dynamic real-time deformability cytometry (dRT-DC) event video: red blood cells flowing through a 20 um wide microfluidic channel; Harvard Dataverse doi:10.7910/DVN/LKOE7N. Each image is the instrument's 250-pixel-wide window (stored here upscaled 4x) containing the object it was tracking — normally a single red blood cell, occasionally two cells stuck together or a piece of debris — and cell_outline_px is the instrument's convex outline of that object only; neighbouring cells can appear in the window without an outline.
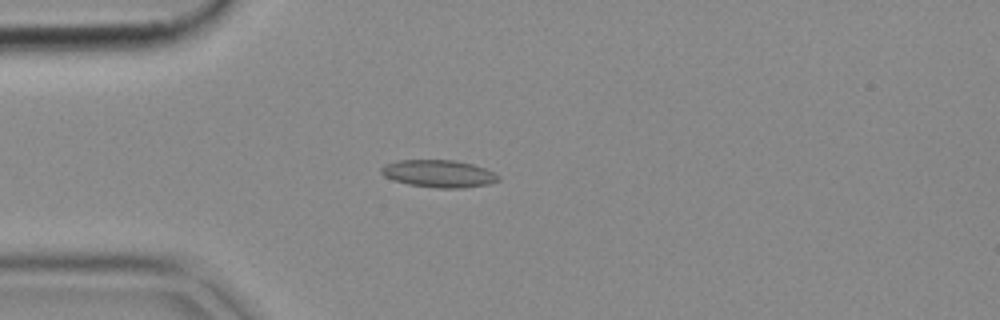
{"species": "common noctule bat (a hibernating species)", "species_latin": "Nyctalus noctula", "temperature_condition": "cold", "stored_images_in_passage": 40, "camera_frame_rate_fps": 3000, "um_per_image_px": 0.085, "animal": {"sex": "female", "body_mass_g": 18.4}, "frame": {"image": 1, "passage_image": 2, "time_ms": 0.333, "image_size_px": [1000, 320], "cell_outline_px": [[500, 180], [488, 184], [464, 188], [436, 188], [408, 184], [392, 180], [384, 176], [380, 172], [380, 168], [384, 164], [396, 160], [456, 160], [472, 164], [496, 172], [500, 176]], "centroid_in_image_um": [37.29, 14.76], "position_along_channel_um": 47.7, "area_um2": 18.96}}
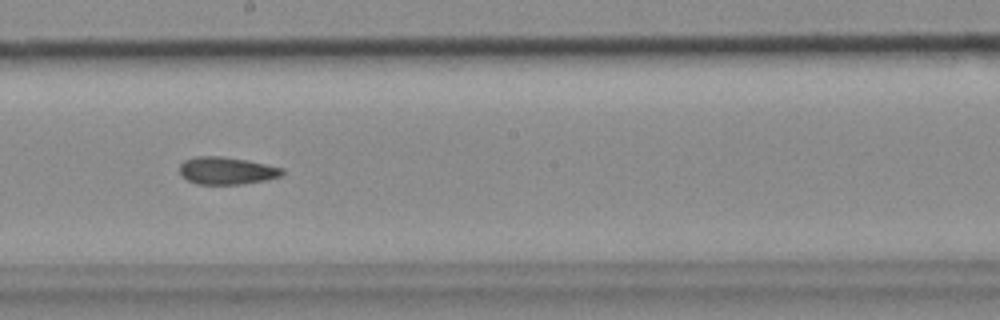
{"frame": {"image": 2, "passage_image": 17, "time_ms": 5.333, "image_size_px": [1000, 320], "cell_outline_px": [[284, 172], [280, 176], [264, 180], [240, 184], [196, 184], [180, 176], [180, 164], [184, 160], [196, 156], [220, 156], [248, 160], [284, 168]], "centroid_in_image_um": [19.24, 14.5], "position_along_channel_um": 229.0, "area_um2": 16.42}}
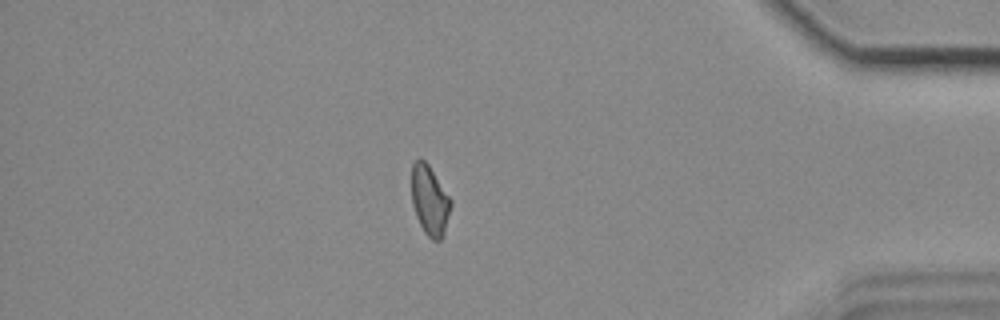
{"frame": {"image": 3, "passage_image": 33, "time_ms": 10.667, "image_size_px": [1000, 320], "cell_outline_px": [[452, 204], [444, 236], [440, 240], [432, 240], [424, 232], [416, 216], [412, 204], [412, 164], [420, 156], [428, 164], [452, 200]], "centroid_in_image_um": [36.54, 17.04], "position_along_channel_um": 398.7, "area_um2": 16.07}}